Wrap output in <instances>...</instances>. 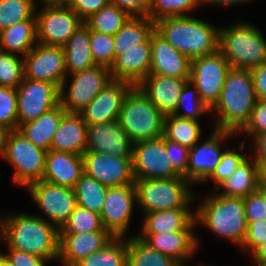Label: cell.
<instances>
[{
	"label": "cell",
	"mask_w": 266,
	"mask_h": 266,
	"mask_svg": "<svg viewBox=\"0 0 266 266\" xmlns=\"http://www.w3.org/2000/svg\"><path fill=\"white\" fill-rule=\"evenodd\" d=\"M0 240L8 248L24 251L45 260H58L60 230L43 216L19 213L0 219Z\"/></svg>",
	"instance_id": "cell-1"
},
{
	"label": "cell",
	"mask_w": 266,
	"mask_h": 266,
	"mask_svg": "<svg viewBox=\"0 0 266 266\" xmlns=\"http://www.w3.org/2000/svg\"><path fill=\"white\" fill-rule=\"evenodd\" d=\"M256 101L250 70L231 68L219 100L211 108V112L217 116L215 129L240 133L250 121Z\"/></svg>",
	"instance_id": "cell-2"
},
{
	"label": "cell",
	"mask_w": 266,
	"mask_h": 266,
	"mask_svg": "<svg viewBox=\"0 0 266 266\" xmlns=\"http://www.w3.org/2000/svg\"><path fill=\"white\" fill-rule=\"evenodd\" d=\"M155 31L190 60L218 51L219 28L192 16L159 19Z\"/></svg>",
	"instance_id": "cell-3"
},
{
	"label": "cell",
	"mask_w": 266,
	"mask_h": 266,
	"mask_svg": "<svg viewBox=\"0 0 266 266\" xmlns=\"http://www.w3.org/2000/svg\"><path fill=\"white\" fill-rule=\"evenodd\" d=\"M195 211L196 224L241 247L247 232V219L242 197L207 196Z\"/></svg>",
	"instance_id": "cell-4"
},
{
	"label": "cell",
	"mask_w": 266,
	"mask_h": 266,
	"mask_svg": "<svg viewBox=\"0 0 266 266\" xmlns=\"http://www.w3.org/2000/svg\"><path fill=\"white\" fill-rule=\"evenodd\" d=\"M219 28L218 51L231 68L252 70L266 63V39L251 23Z\"/></svg>",
	"instance_id": "cell-5"
},
{
	"label": "cell",
	"mask_w": 266,
	"mask_h": 266,
	"mask_svg": "<svg viewBox=\"0 0 266 266\" xmlns=\"http://www.w3.org/2000/svg\"><path fill=\"white\" fill-rule=\"evenodd\" d=\"M165 116L150 102L138 86L126 94L119 114V124L133 143L163 136Z\"/></svg>",
	"instance_id": "cell-6"
},
{
	"label": "cell",
	"mask_w": 266,
	"mask_h": 266,
	"mask_svg": "<svg viewBox=\"0 0 266 266\" xmlns=\"http://www.w3.org/2000/svg\"><path fill=\"white\" fill-rule=\"evenodd\" d=\"M137 203L144 214L155 211L189 208L194 198L191 183L183 177L135 180Z\"/></svg>",
	"instance_id": "cell-7"
},
{
	"label": "cell",
	"mask_w": 266,
	"mask_h": 266,
	"mask_svg": "<svg viewBox=\"0 0 266 266\" xmlns=\"http://www.w3.org/2000/svg\"><path fill=\"white\" fill-rule=\"evenodd\" d=\"M47 151L36 147L17 130L10 131L3 159L14 168L13 182L28 187L43 179Z\"/></svg>",
	"instance_id": "cell-8"
},
{
	"label": "cell",
	"mask_w": 266,
	"mask_h": 266,
	"mask_svg": "<svg viewBox=\"0 0 266 266\" xmlns=\"http://www.w3.org/2000/svg\"><path fill=\"white\" fill-rule=\"evenodd\" d=\"M132 171L134 180L182 177L168 159L163 136L133 143Z\"/></svg>",
	"instance_id": "cell-9"
},
{
	"label": "cell",
	"mask_w": 266,
	"mask_h": 266,
	"mask_svg": "<svg viewBox=\"0 0 266 266\" xmlns=\"http://www.w3.org/2000/svg\"><path fill=\"white\" fill-rule=\"evenodd\" d=\"M230 69V64L219 51L191 60L189 80L197 88L201 100L210 108L219 100Z\"/></svg>",
	"instance_id": "cell-10"
},
{
	"label": "cell",
	"mask_w": 266,
	"mask_h": 266,
	"mask_svg": "<svg viewBox=\"0 0 266 266\" xmlns=\"http://www.w3.org/2000/svg\"><path fill=\"white\" fill-rule=\"evenodd\" d=\"M70 75L68 92L60 89V104L67 113H80L112 81L110 68L101 65Z\"/></svg>",
	"instance_id": "cell-11"
},
{
	"label": "cell",
	"mask_w": 266,
	"mask_h": 266,
	"mask_svg": "<svg viewBox=\"0 0 266 266\" xmlns=\"http://www.w3.org/2000/svg\"><path fill=\"white\" fill-rule=\"evenodd\" d=\"M35 15L38 43L46 46L62 47L83 23L71 8L54 4H43Z\"/></svg>",
	"instance_id": "cell-12"
},
{
	"label": "cell",
	"mask_w": 266,
	"mask_h": 266,
	"mask_svg": "<svg viewBox=\"0 0 266 266\" xmlns=\"http://www.w3.org/2000/svg\"><path fill=\"white\" fill-rule=\"evenodd\" d=\"M24 57V78L47 81L66 90L67 72L63 47L37 43Z\"/></svg>",
	"instance_id": "cell-13"
},
{
	"label": "cell",
	"mask_w": 266,
	"mask_h": 266,
	"mask_svg": "<svg viewBox=\"0 0 266 266\" xmlns=\"http://www.w3.org/2000/svg\"><path fill=\"white\" fill-rule=\"evenodd\" d=\"M16 90L18 127L39 118L60 104V88L54 83L24 78Z\"/></svg>",
	"instance_id": "cell-14"
},
{
	"label": "cell",
	"mask_w": 266,
	"mask_h": 266,
	"mask_svg": "<svg viewBox=\"0 0 266 266\" xmlns=\"http://www.w3.org/2000/svg\"><path fill=\"white\" fill-rule=\"evenodd\" d=\"M33 201L59 230L77 207L73 188L39 181L27 187ZM52 221V222H51Z\"/></svg>",
	"instance_id": "cell-15"
},
{
	"label": "cell",
	"mask_w": 266,
	"mask_h": 266,
	"mask_svg": "<svg viewBox=\"0 0 266 266\" xmlns=\"http://www.w3.org/2000/svg\"><path fill=\"white\" fill-rule=\"evenodd\" d=\"M135 202L137 203L135 184L108 187L100 216L105 230L113 237L126 236Z\"/></svg>",
	"instance_id": "cell-16"
},
{
	"label": "cell",
	"mask_w": 266,
	"mask_h": 266,
	"mask_svg": "<svg viewBox=\"0 0 266 266\" xmlns=\"http://www.w3.org/2000/svg\"><path fill=\"white\" fill-rule=\"evenodd\" d=\"M84 173L106 187L134 184L132 157L85 152L82 156Z\"/></svg>",
	"instance_id": "cell-17"
},
{
	"label": "cell",
	"mask_w": 266,
	"mask_h": 266,
	"mask_svg": "<svg viewBox=\"0 0 266 266\" xmlns=\"http://www.w3.org/2000/svg\"><path fill=\"white\" fill-rule=\"evenodd\" d=\"M210 138L190 148L187 168V181L191 184L203 183L208 180L215 168L219 165L224 150L221 149L222 141L236 135L234 132L213 129Z\"/></svg>",
	"instance_id": "cell-18"
},
{
	"label": "cell",
	"mask_w": 266,
	"mask_h": 266,
	"mask_svg": "<svg viewBox=\"0 0 266 266\" xmlns=\"http://www.w3.org/2000/svg\"><path fill=\"white\" fill-rule=\"evenodd\" d=\"M133 85L112 80L78 113L87 125L117 121L123 100Z\"/></svg>",
	"instance_id": "cell-19"
},
{
	"label": "cell",
	"mask_w": 266,
	"mask_h": 266,
	"mask_svg": "<svg viewBox=\"0 0 266 266\" xmlns=\"http://www.w3.org/2000/svg\"><path fill=\"white\" fill-rule=\"evenodd\" d=\"M86 152L132 157L133 142L118 120L88 125Z\"/></svg>",
	"instance_id": "cell-20"
},
{
	"label": "cell",
	"mask_w": 266,
	"mask_h": 266,
	"mask_svg": "<svg viewBox=\"0 0 266 266\" xmlns=\"http://www.w3.org/2000/svg\"><path fill=\"white\" fill-rule=\"evenodd\" d=\"M190 70L191 60L154 31L151 34L150 75L190 79Z\"/></svg>",
	"instance_id": "cell-21"
},
{
	"label": "cell",
	"mask_w": 266,
	"mask_h": 266,
	"mask_svg": "<svg viewBox=\"0 0 266 266\" xmlns=\"http://www.w3.org/2000/svg\"><path fill=\"white\" fill-rule=\"evenodd\" d=\"M151 71V36L118 56L110 67L112 80L126 81L137 86Z\"/></svg>",
	"instance_id": "cell-22"
},
{
	"label": "cell",
	"mask_w": 266,
	"mask_h": 266,
	"mask_svg": "<svg viewBox=\"0 0 266 266\" xmlns=\"http://www.w3.org/2000/svg\"><path fill=\"white\" fill-rule=\"evenodd\" d=\"M112 238L108 231L60 233L58 260L63 266H75L88 255L101 250Z\"/></svg>",
	"instance_id": "cell-23"
},
{
	"label": "cell",
	"mask_w": 266,
	"mask_h": 266,
	"mask_svg": "<svg viewBox=\"0 0 266 266\" xmlns=\"http://www.w3.org/2000/svg\"><path fill=\"white\" fill-rule=\"evenodd\" d=\"M189 79L164 75H149L137 86L150 102L164 115H171L177 108L182 88Z\"/></svg>",
	"instance_id": "cell-24"
},
{
	"label": "cell",
	"mask_w": 266,
	"mask_h": 266,
	"mask_svg": "<svg viewBox=\"0 0 266 266\" xmlns=\"http://www.w3.org/2000/svg\"><path fill=\"white\" fill-rule=\"evenodd\" d=\"M150 248L175 259L181 266L194 255L199 241L194 231H178L162 234H137Z\"/></svg>",
	"instance_id": "cell-25"
},
{
	"label": "cell",
	"mask_w": 266,
	"mask_h": 266,
	"mask_svg": "<svg viewBox=\"0 0 266 266\" xmlns=\"http://www.w3.org/2000/svg\"><path fill=\"white\" fill-rule=\"evenodd\" d=\"M83 173L84 167L81 155L56 150L47 151L42 181L74 188Z\"/></svg>",
	"instance_id": "cell-26"
},
{
	"label": "cell",
	"mask_w": 266,
	"mask_h": 266,
	"mask_svg": "<svg viewBox=\"0 0 266 266\" xmlns=\"http://www.w3.org/2000/svg\"><path fill=\"white\" fill-rule=\"evenodd\" d=\"M88 125L79 114L67 113L54 133L50 150L81 155L87 150Z\"/></svg>",
	"instance_id": "cell-27"
},
{
	"label": "cell",
	"mask_w": 266,
	"mask_h": 266,
	"mask_svg": "<svg viewBox=\"0 0 266 266\" xmlns=\"http://www.w3.org/2000/svg\"><path fill=\"white\" fill-rule=\"evenodd\" d=\"M191 208L155 211L144 215L143 230L139 234H162L194 231L197 227Z\"/></svg>",
	"instance_id": "cell-28"
},
{
	"label": "cell",
	"mask_w": 266,
	"mask_h": 266,
	"mask_svg": "<svg viewBox=\"0 0 266 266\" xmlns=\"http://www.w3.org/2000/svg\"><path fill=\"white\" fill-rule=\"evenodd\" d=\"M66 114L67 112L59 104L39 118L21 124L17 131L36 147L49 151L53 135L57 131L61 119Z\"/></svg>",
	"instance_id": "cell-29"
},
{
	"label": "cell",
	"mask_w": 266,
	"mask_h": 266,
	"mask_svg": "<svg viewBox=\"0 0 266 266\" xmlns=\"http://www.w3.org/2000/svg\"><path fill=\"white\" fill-rule=\"evenodd\" d=\"M37 43V20L35 14L30 19L17 22L0 31V50L9 54H22L24 58Z\"/></svg>",
	"instance_id": "cell-30"
},
{
	"label": "cell",
	"mask_w": 266,
	"mask_h": 266,
	"mask_svg": "<svg viewBox=\"0 0 266 266\" xmlns=\"http://www.w3.org/2000/svg\"><path fill=\"white\" fill-rule=\"evenodd\" d=\"M62 47L67 74H74L96 66L90 49V28L84 22Z\"/></svg>",
	"instance_id": "cell-31"
},
{
	"label": "cell",
	"mask_w": 266,
	"mask_h": 266,
	"mask_svg": "<svg viewBox=\"0 0 266 266\" xmlns=\"http://www.w3.org/2000/svg\"><path fill=\"white\" fill-rule=\"evenodd\" d=\"M251 160L247 157L232 175L216 188L215 191L223 189V192L217 195L244 198L258 191V164L253 158Z\"/></svg>",
	"instance_id": "cell-32"
},
{
	"label": "cell",
	"mask_w": 266,
	"mask_h": 266,
	"mask_svg": "<svg viewBox=\"0 0 266 266\" xmlns=\"http://www.w3.org/2000/svg\"><path fill=\"white\" fill-rule=\"evenodd\" d=\"M155 31V22L149 16H130L123 27L113 35L115 59L125 50L145 43Z\"/></svg>",
	"instance_id": "cell-33"
},
{
	"label": "cell",
	"mask_w": 266,
	"mask_h": 266,
	"mask_svg": "<svg viewBox=\"0 0 266 266\" xmlns=\"http://www.w3.org/2000/svg\"><path fill=\"white\" fill-rule=\"evenodd\" d=\"M128 238L113 237L101 250L82 259L75 266H127Z\"/></svg>",
	"instance_id": "cell-34"
},
{
	"label": "cell",
	"mask_w": 266,
	"mask_h": 266,
	"mask_svg": "<svg viewBox=\"0 0 266 266\" xmlns=\"http://www.w3.org/2000/svg\"><path fill=\"white\" fill-rule=\"evenodd\" d=\"M199 121L181 118L174 114L164 118L163 137L170 141L192 148L201 136Z\"/></svg>",
	"instance_id": "cell-35"
},
{
	"label": "cell",
	"mask_w": 266,
	"mask_h": 266,
	"mask_svg": "<svg viewBox=\"0 0 266 266\" xmlns=\"http://www.w3.org/2000/svg\"><path fill=\"white\" fill-rule=\"evenodd\" d=\"M73 189L77 206L101 214L108 187L83 173Z\"/></svg>",
	"instance_id": "cell-36"
},
{
	"label": "cell",
	"mask_w": 266,
	"mask_h": 266,
	"mask_svg": "<svg viewBox=\"0 0 266 266\" xmlns=\"http://www.w3.org/2000/svg\"><path fill=\"white\" fill-rule=\"evenodd\" d=\"M127 266H181L175 259L150 248L138 236L128 238Z\"/></svg>",
	"instance_id": "cell-37"
},
{
	"label": "cell",
	"mask_w": 266,
	"mask_h": 266,
	"mask_svg": "<svg viewBox=\"0 0 266 266\" xmlns=\"http://www.w3.org/2000/svg\"><path fill=\"white\" fill-rule=\"evenodd\" d=\"M130 15L118 6L108 4L99 12L93 14L84 23L92 31L115 35L129 19Z\"/></svg>",
	"instance_id": "cell-38"
},
{
	"label": "cell",
	"mask_w": 266,
	"mask_h": 266,
	"mask_svg": "<svg viewBox=\"0 0 266 266\" xmlns=\"http://www.w3.org/2000/svg\"><path fill=\"white\" fill-rule=\"evenodd\" d=\"M192 88L194 89L192 90ZM182 108L185 111L181 112ZM209 112H211V108L201 100L197 88L190 80L187 81L182 88L177 108L173 114L181 118L199 121V118Z\"/></svg>",
	"instance_id": "cell-39"
},
{
	"label": "cell",
	"mask_w": 266,
	"mask_h": 266,
	"mask_svg": "<svg viewBox=\"0 0 266 266\" xmlns=\"http://www.w3.org/2000/svg\"><path fill=\"white\" fill-rule=\"evenodd\" d=\"M33 0H0V31L30 19L36 11Z\"/></svg>",
	"instance_id": "cell-40"
},
{
	"label": "cell",
	"mask_w": 266,
	"mask_h": 266,
	"mask_svg": "<svg viewBox=\"0 0 266 266\" xmlns=\"http://www.w3.org/2000/svg\"><path fill=\"white\" fill-rule=\"evenodd\" d=\"M105 230L101 216L81 206H77L69 216L67 222L60 229V233H88Z\"/></svg>",
	"instance_id": "cell-41"
},
{
	"label": "cell",
	"mask_w": 266,
	"mask_h": 266,
	"mask_svg": "<svg viewBox=\"0 0 266 266\" xmlns=\"http://www.w3.org/2000/svg\"><path fill=\"white\" fill-rule=\"evenodd\" d=\"M201 0H152L149 16L154 22L165 17L188 16Z\"/></svg>",
	"instance_id": "cell-42"
},
{
	"label": "cell",
	"mask_w": 266,
	"mask_h": 266,
	"mask_svg": "<svg viewBox=\"0 0 266 266\" xmlns=\"http://www.w3.org/2000/svg\"><path fill=\"white\" fill-rule=\"evenodd\" d=\"M24 79V59L0 50V86L17 88Z\"/></svg>",
	"instance_id": "cell-43"
},
{
	"label": "cell",
	"mask_w": 266,
	"mask_h": 266,
	"mask_svg": "<svg viewBox=\"0 0 266 266\" xmlns=\"http://www.w3.org/2000/svg\"><path fill=\"white\" fill-rule=\"evenodd\" d=\"M90 49L96 65L110 68L115 61L113 35L90 30Z\"/></svg>",
	"instance_id": "cell-44"
},
{
	"label": "cell",
	"mask_w": 266,
	"mask_h": 266,
	"mask_svg": "<svg viewBox=\"0 0 266 266\" xmlns=\"http://www.w3.org/2000/svg\"><path fill=\"white\" fill-rule=\"evenodd\" d=\"M18 97L15 88L0 86V127L18 129Z\"/></svg>",
	"instance_id": "cell-45"
},
{
	"label": "cell",
	"mask_w": 266,
	"mask_h": 266,
	"mask_svg": "<svg viewBox=\"0 0 266 266\" xmlns=\"http://www.w3.org/2000/svg\"><path fill=\"white\" fill-rule=\"evenodd\" d=\"M246 158L247 155L244 156L239 152H235L234 149H225V152L222 155L219 165L215 168V170L209 177L215 182L214 190H216V188L221 183L227 180Z\"/></svg>",
	"instance_id": "cell-46"
},
{
	"label": "cell",
	"mask_w": 266,
	"mask_h": 266,
	"mask_svg": "<svg viewBox=\"0 0 266 266\" xmlns=\"http://www.w3.org/2000/svg\"><path fill=\"white\" fill-rule=\"evenodd\" d=\"M190 148L166 139V153L174 169L187 180Z\"/></svg>",
	"instance_id": "cell-47"
},
{
	"label": "cell",
	"mask_w": 266,
	"mask_h": 266,
	"mask_svg": "<svg viewBox=\"0 0 266 266\" xmlns=\"http://www.w3.org/2000/svg\"><path fill=\"white\" fill-rule=\"evenodd\" d=\"M249 137L266 133V102L257 99L250 121L241 130Z\"/></svg>",
	"instance_id": "cell-48"
},
{
	"label": "cell",
	"mask_w": 266,
	"mask_h": 266,
	"mask_svg": "<svg viewBox=\"0 0 266 266\" xmlns=\"http://www.w3.org/2000/svg\"><path fill=\"white\" fill-rule=\"evenodd\" d=\"M266 241V220L250 222L241 249L250 254Z\"/></svg>",
	"instance_id": "cell-49"
},
{
	"label": "cell",
	"mask_w": 266,
	"mask_h": 266,
	"mask_svg": "<svg viewBox=\"0 0 266 266\" xmlns=\"http://www.w3.org/2000/svg\"><path fill=\"white\" fill-rule=\"evenodd\" d=\"M247 223L266 220V204L263 197L255 192L243 198Z\"/></svg>",
	"instance_id": "cell-50"
},
{
	"label": "cell",
	"mask_w": 266,
	"mask_h": 266,
	"mask_svg": "<svg viewBox=\"0 0 266 266\" xmlns=\"http://www.w3.org/2000/svg\"><path fill=\"white\" fill-rule=\"evenodd\" d=\"M8 254L0 253L11 266H46L47 260L36 255L8 248Z\"/></svg>",
	"instance_id": "cell-51"
},
{
	"label": "cell",
	"mask_w": 266,
	"mask_h": 266,
	"mask_svg": "<svg viewBox=\"0 0 266 266\" xmlns=\"http://www.w3.org/2000/svg\"><path fill=\"white\" fill-rule=\"evenodd\" d=\"M109 3V0H75L70 8L85 22Z\"/></svg>",
	"instance_id": "cell-52"
},
{
	"label": "cell",
	"mask_w": 266,
	"mask_h": 266,
	"mask_svg": "<svg viewBox=\"0 0 266 266\" xmlns=\"http://www.w3.org/2000/svg\"><path fill=\"white\" fill-rule=\"evenodd\" d=\"M109 2L125 10L130 16H147L152 0H109Z\"/></svg>",
	"instance_id": "cell-53"
},
{
	"label": "cell",
	"mask_w": 266,
	"mask_h": 266,
	"mask_svg": "<svg viewBox=\"0 0 266 266\" xmlns=\"http://www.w3.org/2000/svg\"><path fill=\"white\" fill-rule=\"evenodd\" d=\"M257 99L266 102V63L250 70Z\"/></svg>",
	"instance_id": "cell-54"
},
{
	"label": "cell",
	"mask_w": 266,
	"mask_h": 266,
	"mask_svg": "<svg viewBox=\"0 0 266 266\" xmlns=\"http://www.w3.org/2000/svg\"><path fill=\"white\" fill-rule=\"evenodd\" d=\"M254 160H266V133L256 135L253 138ZM255 149V150H254Z\"/></svg>",
	"instance_id": "cell-55"
},
{
	"label": "cell",
	"mask_w": 266,
	"mask_h": 266,
	"mask_svg": "<svg viewBox=\"0 0 266 266\" xmlns=\"http://www.w3.org/2000/svg\"><path fill=\"white\" fill-rule=\"evenodd\" d=\"M256 266L266 265V241L260 244L252 253Z\"/></svg>",
	"instance_id": "cell-56"
},
{
	"label": "cell",
	"mask_w": 266,
	"mask_h": 266,
	"mask_svg": "<svg viewBox=\"0 0 266 266\" xmlns=\"http://www.w3.org/2000/svg\"><path fill=\"white\" fill-rule=\"evenodd\" d=\"M249 1H251V0H201V3H202V5L203 4H211V5H219V7H220V5L222 6H227V7H229V6H234V5H238V4H242V3H245V2H249Z\"/></svg>",
	"instance_id": "cell-57"
},
{
	"label": "cell",
	"mask_w": 266,
	"mask_h": 266,
	"mask_svg": "<svg viewBox=\"0 0 266 266\" xmlns=\"http://www.w3.org/2000/svg\"><path fill=\"white\" fill-rule=\"evenodd\" d=\"M258 164L259 185L266 186V160H255Z\"/></svg>",
	"instance_id": "cell-58"
},
{
	"label": "cell",
	"mask_w": 266,
	"mask_h": 266,
	"mask_svg": "<svg viewBox=\"0 0 266 266\" xmlns=\"http://www.w3.org/2000/svg\"><path fill=\"white\" fill-rule=\"evenodd\" d=\"M9 130L0 127V156L3 158L5 154L6 140L9 134Z\"/></svg>",
	"instance_id": "cell-59"
},
{
	"label": "cell",
	"mask_w": 266,
	"mask_h": 266,
	"mask_svg": "<svg viewBox=\"0 0 266 266\" xmlns=\"http://www.w3.org/2000/svg\"><path fill=\"white\" fill-rule=\"evenodd\" d=\"M75 0H56L53 4L60 7H71Z\"/></svg>",
	"instance_id": "cell-60"
},
{
	"label": "cell",
	"mask_w": 266,
	"mask_h": 266,
	"mask_svg": "<svg viewBox=\"0 0 266 266\" xmlns=\"http://www.w3.org/2000/svg\"><path fill=\"white\" fill-rule=\"evenodd\" d=\"M257 192L263 197L265 204H266V186L260 185Z\"/></svg>",
	"instance_id": "cell-61"
},
{
	"label": "cell",
	"mask_w": 266,
	"mask_h": 266,
	"mask_svg": "<svg viewBox=\"0 0 266 266\" xmlns=\"http://www.w3.org/2000/svg\"><path fill=\"white\" fill-rule=\"evenodd\" d=\"M0 266H11V264L0 254Z\"/></svg>",
	"instance_id": "cell-62"
},
{
	"label": "cell",
	"mask_w": 266,
	"mask_h": 266,
	"mask_svg": "<svg viewBox=\"0 0 266 266\" xmlns=\"http://www.w3.org/2000/svg\"><path fill=\"white\" fill-rule=\"evenodd\" d=\"M36 1H39L43 4H53L56 0H36ZM36 1L33 0V2L36 4Z\"/></svg>",
	"instance_id": "cell-63"
}]
</instances>
